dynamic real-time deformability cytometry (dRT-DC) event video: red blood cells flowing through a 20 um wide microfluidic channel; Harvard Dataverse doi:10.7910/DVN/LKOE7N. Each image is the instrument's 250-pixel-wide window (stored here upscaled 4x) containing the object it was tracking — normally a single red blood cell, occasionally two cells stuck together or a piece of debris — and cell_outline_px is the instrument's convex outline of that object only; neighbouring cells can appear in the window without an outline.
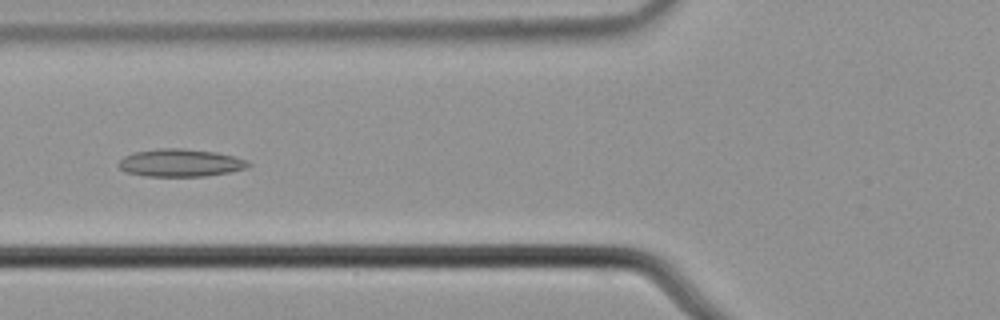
{"species": "common noctule bat (a hibernating species)", "species_latin": "Nyctalus noctula", "temperature_condition": "cold", "stored_images_in_passage": 5, "camera_frame_rate_fps": 3000, "um_per_image_px": 0.085, "animal": {"sex": "male", "body_mass_g": 21.5, "forearm_length_mm": 52.0}, "frame": {"image": 1, "passage_image": 3, "time_ms": 0.667, "image_size_px": [1000, 320], "cell_outline_px": [[252, 164], [248, 168], [232, 172], [204, 176], [144, 176], [124, 172], [116, 164], [124, 156], [136, 152], [160, 148], [180, 148], [216, 152], [248, 160]], "centroid_in_image_um": [15.35, 13.85], "position_along_channel_um": 110.5, "area_um2": 21.04}}
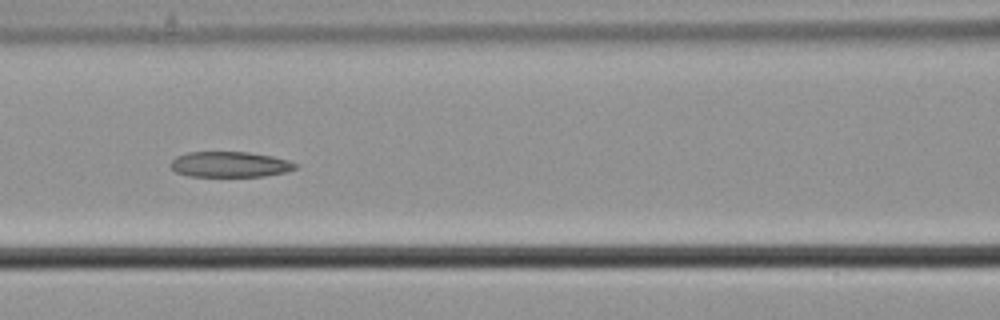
{"frame": {"image": 2, "passage_image": 4, "time_ms": 1.0, "image_size_px": [1000, 320], "cell_outline_px": [[300, 164], [296, 168], [288, 172], [264, 176], [188, 176], [176, 172], [168, 164], [176, 156], [188, 152], [248, 152], [272, 156], [288, 160]], "centroid_in_image_um": [19.56, 13.97], "position_along_channel_um": 147.0, "area_um2": 18.73}}
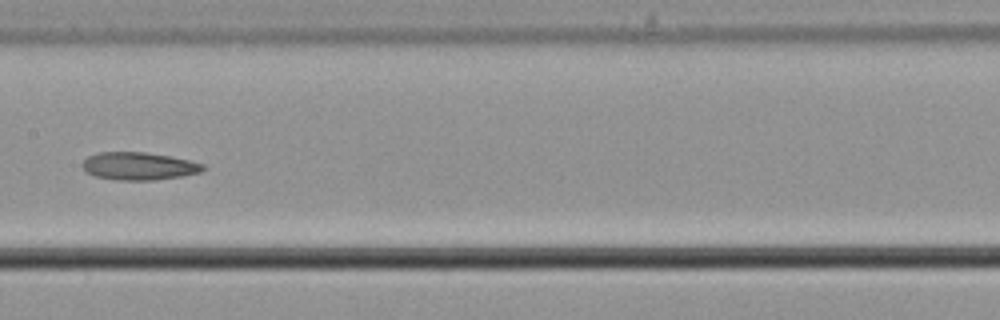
{"frame": {"image": 3, "passage_image": 5, "time_ms": 1.333, "image_size_px": [1000, 320], "cell_outline_px": [[204, 168], [200, 172], [180, 176], [152, 180], [116, 180], [96, 176], [88, 172], [80, 164], [88, 156], [100, 152], [144, 152], [168, 156], [188, 160], [204, 164]], "centroid_in_image_um": [11.77, 14.11], "position_along_channel_um": 195.6, "area_um2": 19.19}}